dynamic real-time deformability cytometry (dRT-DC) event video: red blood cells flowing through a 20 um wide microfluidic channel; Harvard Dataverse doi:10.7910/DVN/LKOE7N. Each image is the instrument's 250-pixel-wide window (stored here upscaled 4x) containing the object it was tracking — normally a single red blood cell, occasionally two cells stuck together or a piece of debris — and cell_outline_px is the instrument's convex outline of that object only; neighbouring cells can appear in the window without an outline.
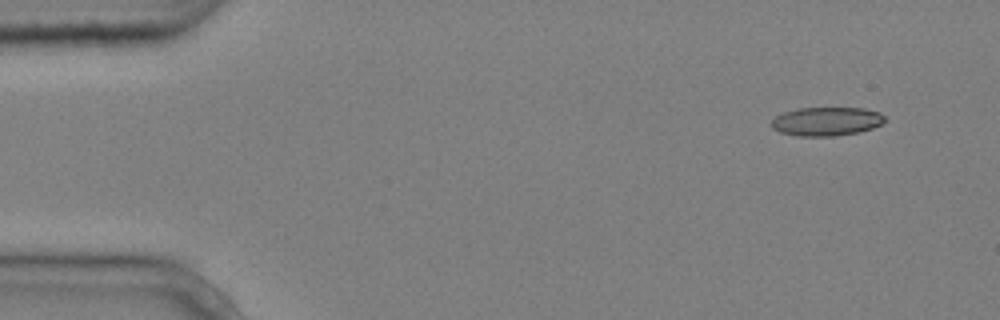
{"species": "common noctule bat (a hibernating species)", "species_latin": "Nyctalus noctula", "temperature_condition": "cold", "stored_images_in_passage": 4, "camera_frame_rate_fps": 3000, "um_per_image_px": 0.085, "animal": {"sex": "male", "body_mass_g": 20.4}, "frame": {"image": 1, "passage_image": 1, "time_ms": 0.0, "image_size_px": [1000, 320], "cell_outline_px": [[888, 120], [872, 128], [860, 132], [836, 136], [796, 136], [780, 132], [772, 128], [772, 120], [776, 116], [784, 112], [800, 108], [864, 108], [880, 112]], "centroid_in_image_um": [70.28, 10.32], "position_along_channel_um": 14.7, "area_um2": 19.07}}
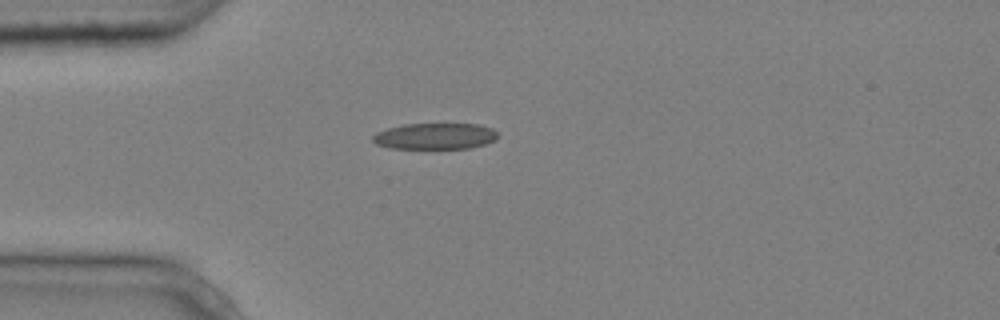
{"frame": {"image": 2, "passage_image": 4, "time_ms": 1.0, "image_size_px": [1000, 320], "cell_outline_px": [[496, 140], [484, 144], [468, 148], [388, 148], [376, 144], [372, 140], [372, 136], [376, 132], [388, 128], [404, 124], [480, 124], [492, 128], [496, 132]], "centroid_in_image_um": [36.95, 11.57], "position_along_channel_um": 48.0, "area_um2": 19.02}}